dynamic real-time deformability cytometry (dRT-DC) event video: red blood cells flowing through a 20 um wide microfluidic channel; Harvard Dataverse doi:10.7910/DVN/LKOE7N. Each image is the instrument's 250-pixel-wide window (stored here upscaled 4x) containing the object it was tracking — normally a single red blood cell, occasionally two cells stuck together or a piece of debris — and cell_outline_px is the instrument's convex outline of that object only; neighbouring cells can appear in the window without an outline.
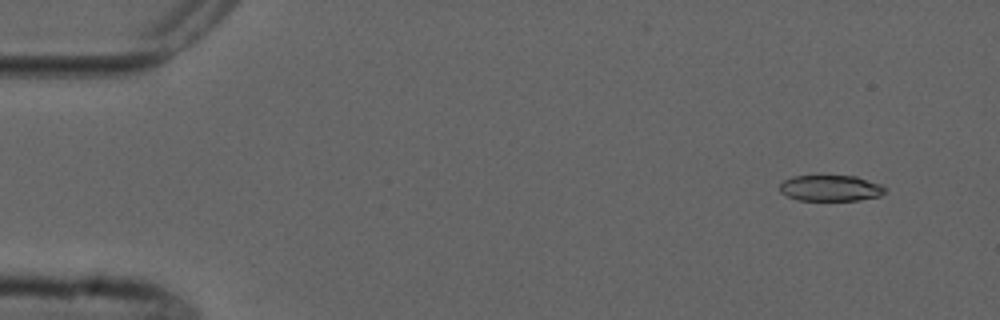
{"species": "common noctule bat (a hibernating species)", "species_latin": "Nyctalus noctula", "temperature_condition": "cold", "stored_images_in_passage": 5, "camera_frame_rate_fps": 3000, "um_per_image_px": 0.085, "animal": {"sex": "male", "forearm_length_mm": 52.5}, "frame": {"image": 1, "passage_image": 1, "time_ms": 0.0, "image_size_px": [1000, 320], "cell_outline_px": [[888, 188], [880, 196], [860, 200], [796, 200], [780, 192], [780, 184], [784, 180], [792, 176], [856, 176], [880, 184]], "centroid_in_image_um": [70.61, 15.99], "position_along_channel_um": 14.4, "area_um2": 15.95}}
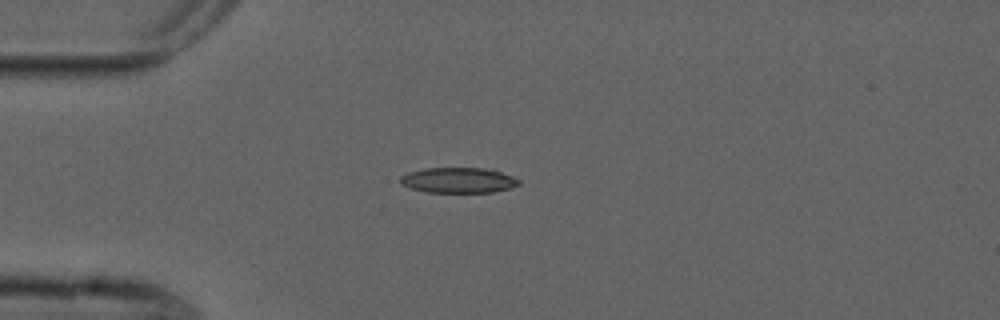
{"frame": {"image": 2, "passage_image": 4, "time_ms": 3.333, "image_size_px": [1000, 320], "cell_outline_px": [[520, 184], [512, 188], [492, 192], [424, 192], [408, 188], [400, 184], [400, 176], [408, 172], [424, 168], [492, 168], [512, 176], [520, 180]], "centroid_in_image_um": [38.95, 15.32], "position_along_channel_um": 46.0, "area_um2": 17.86}}